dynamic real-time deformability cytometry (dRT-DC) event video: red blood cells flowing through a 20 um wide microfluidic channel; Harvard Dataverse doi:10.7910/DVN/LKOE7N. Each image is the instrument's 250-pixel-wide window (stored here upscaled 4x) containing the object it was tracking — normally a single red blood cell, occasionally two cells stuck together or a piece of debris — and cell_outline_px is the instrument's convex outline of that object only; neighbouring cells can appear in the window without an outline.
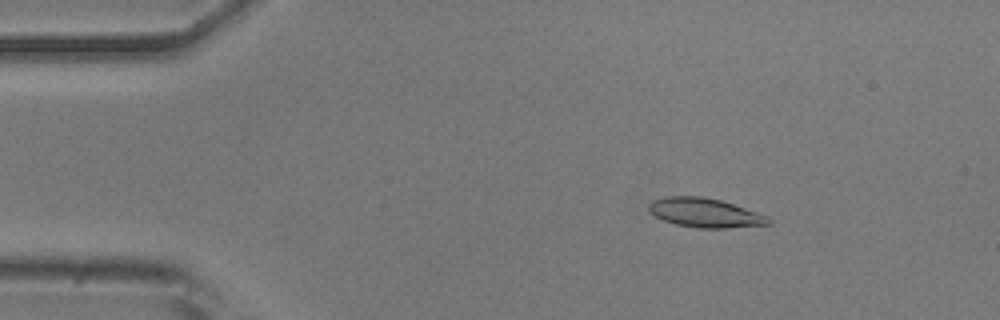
{"species": "common noctule bat (a hibernating species)", "species_latin": "Nyctalus noctula", "temperature_condition": "room temperature", "stored_images_in_passage": 48, "camera_frame_rate_fps": 3000, "um_per_image_px": 0.085, "animal": {"sex": "male", "body_mass_g": 20.5, "forearm_length_mm": 52.5}, "frame": {"image": 1, "passage_image": 4, "time_ms": 1.0, "image_size_px": [1000, 320], "cell_outline_px": [[772, 224], [728, 228], [696, 228], [676, 224], [664, 220], [648, 212], [648, 204], [652, 200], [664, 196], [704, 196], [720, 200], [768, 216], [772, 220]], "centroid_in_image_um": [59.9, 18.08], "position_along_channel_um": 25.1, "area_um2": 20.46}}
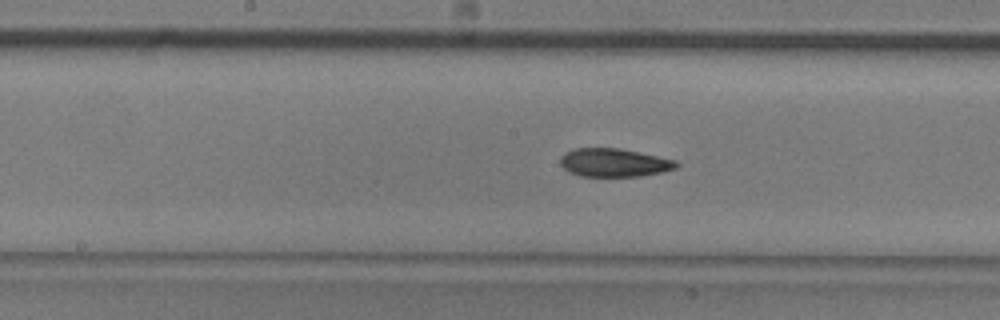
{"frame": {"image": 2, "passage_image": 22, "time_ms": 7.0, "image_size_px": [1000, 320], "cell_outline_px": [[680, 164], [676, 168], [664, 172], [640, 176], [580, 176], [568, 172], [560, 164], [560, 156], [576, 148], [620, 148], [676, 160]], "centroid_in_image_um": [52.21, 13.83], "position_along_channel_um": 196.0, "area_um2": 19.19}}
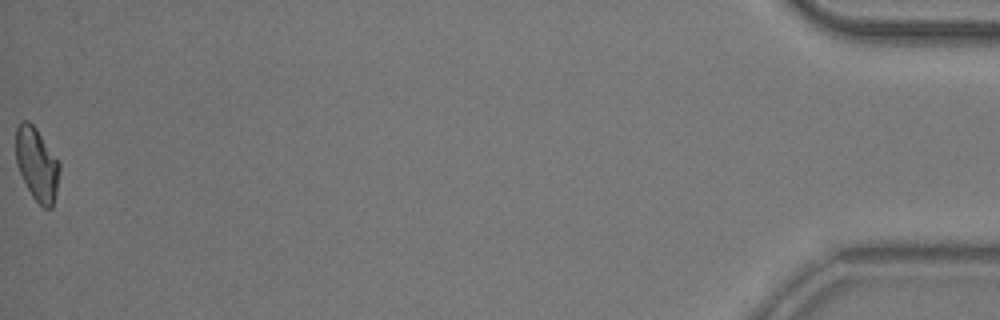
{"frame": {"image": 3, "passage_image": 48, "time_ms": 15.667, "image_size_px": [1000, 320], "cell_outline_px": [[60, 168], [56, 192], [52, 208], [44, 208], [32, 196], [16, 164], [16, 128], [20, 120], [28, 120], [36, 128], [60, 164]], "centroid_in_image_um": [3.12, 13.94], "position_along_channel_um": 432.1, "area_um2": 18.32}, "authors_computed_cell_mechanics": {"area_um2": 19.4208, "velocity_mm_per_s": 3.9029, "shape_relaxation_time_tau1_ms": 4.4357, "shape_relaxation_time_tau2_ms": 3.9573, "deformation_change_tau1": 0.1391, "deformation_change_tau2": 0.1032}}